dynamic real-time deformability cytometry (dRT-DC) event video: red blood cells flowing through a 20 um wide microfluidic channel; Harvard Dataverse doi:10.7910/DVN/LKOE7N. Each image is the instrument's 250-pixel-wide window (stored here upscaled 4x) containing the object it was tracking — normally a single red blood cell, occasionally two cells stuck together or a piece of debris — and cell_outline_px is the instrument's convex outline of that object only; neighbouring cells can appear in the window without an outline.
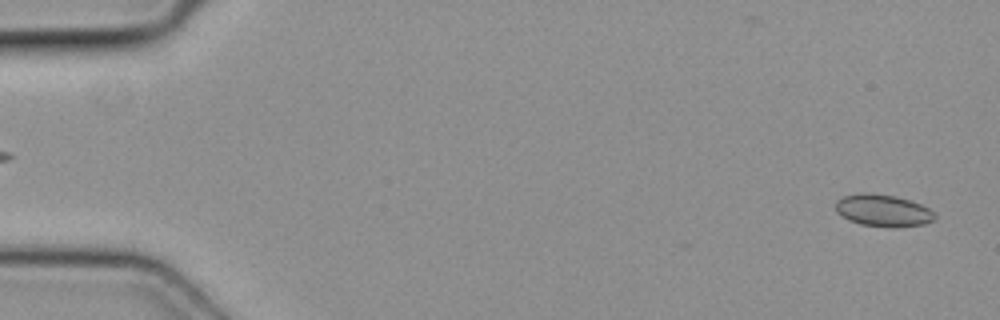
{"species": "common noctule bat (a hibernating species)", "species_latin": "Nyctalus noctula", "temperature_condition": "cold", "stored_images_in_passage": 4, "camera_frame_rate_fps": 3000, "um_per_image_px": 0.085, "animal": {"sex": "female", "body_mass_g": 19.3, "forearm_length_mm": 54.1}, "frame": {"image": 1, "passage_image": 1, "time_ms": 0.0, "image_size_px": [1000, 320], "cell_outline_px": [[936, 216], [932, 220], [924, 224], [896, 228], [860, 224], [848, 220], [836, 212], [836, 200], [844, 196], [860, 192], [872, 192], [896, 196], [920, 204], [928, 208]], "centroid_in_image_um": [75.02, 17.88], "position_along_channel_um": 10.0, "area_um2": 18.61}}